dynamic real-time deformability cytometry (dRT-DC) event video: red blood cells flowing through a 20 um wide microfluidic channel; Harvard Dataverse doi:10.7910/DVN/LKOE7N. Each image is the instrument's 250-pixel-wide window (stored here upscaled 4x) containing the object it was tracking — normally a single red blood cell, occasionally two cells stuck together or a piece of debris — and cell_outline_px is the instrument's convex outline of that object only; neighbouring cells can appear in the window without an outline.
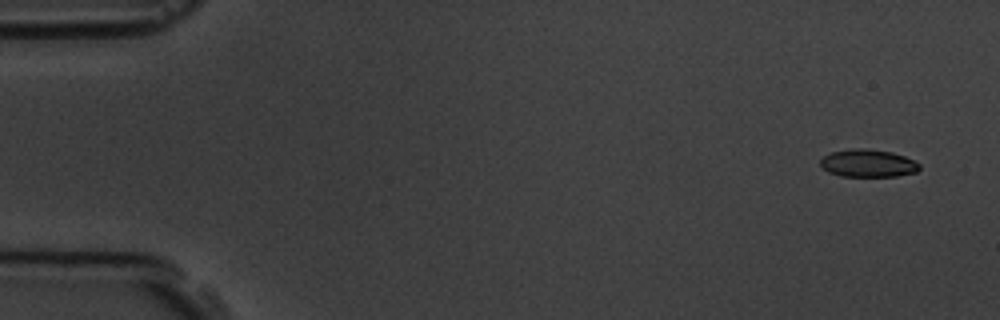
{"species": "common noctule bat (a hibernating species)", "species_latin": "Nyctalus noctula", "temperature_condition": "room temperature", "stored_images_in_passage": 5, "camera_frame_rate_fps": 3000, "um_per_image_px": 0.085, "animal": {"sex": "male", "body_mass_g": 19.5, "forearm_length_mm": 54.6}, "frame": {"image": 1, "passage_image": 1, "time_ms": 0.0, "image_size_px": [1000, 320], "cell_outline_px": [[920, 168], [916, 172], [896, 176], [840, 176], [828, 172], [820, 164], [820, 160], [824, 156], [832, 152], [852, 148], [864, 148], [892, 152], [904, 156], [920, 164]], "centroid_in_image_um": [73.77, 13.87], "position_along_channel_um": 11.2, "area_um2": 15.9}}